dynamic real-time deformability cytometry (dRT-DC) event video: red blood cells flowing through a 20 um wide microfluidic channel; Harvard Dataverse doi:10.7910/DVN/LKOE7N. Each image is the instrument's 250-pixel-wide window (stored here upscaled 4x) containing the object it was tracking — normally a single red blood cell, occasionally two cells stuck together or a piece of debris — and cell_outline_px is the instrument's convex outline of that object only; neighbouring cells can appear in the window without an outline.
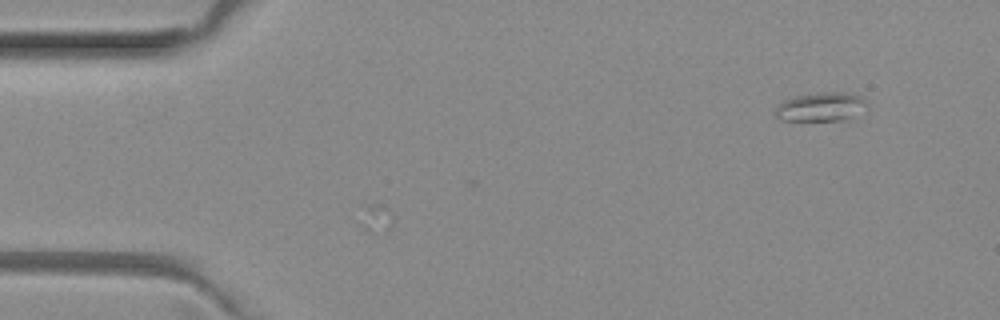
{"species": "common noctule bat (a hibernating species)", "species_latin": "Nyctalus noctula", "temperature_condition": "room temperature", "stored_images_in_passage": 3, "camera_frame_rate_fps": 3000, "um_per_image_px": 0.085, "animal": {"sex": "female", "body_mass_g": 29.2, "forearm_length_mm": 56.3}, "frame": {"image": 1, "passage_image": 1, "time_ms": 0.0, "image_size_px": [1000, 320], "cell_outline_px": [[868, 104], [848, 116], [840, 120], [780, 120], [776, 116], [776, 108], [784, 100], [796, 96], [820, 92], [840, 92], [860, 96]], "centroid_in_image_um": [69.69, 9.06], "position_along_channel_um": 15.3, "area_um2": 14.68}}
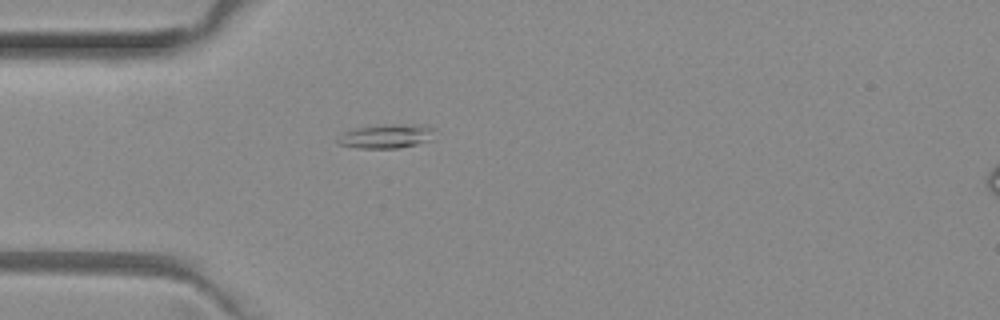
{"frame": {"image": 2, "passage_image": 3, "time_ms": 0.667, "image_size_px": [1000, 320], "cell_outline_px": [[432, 140], [400, 148], [356, 148], [336, 144], [336, 140], [344, 132], [356, 128], [424, 124], [432, 128]], "centroid_in_image_um": [32.81, 11.62], "position_along_channel_um": 52.2, "area_um2": 13.12}}